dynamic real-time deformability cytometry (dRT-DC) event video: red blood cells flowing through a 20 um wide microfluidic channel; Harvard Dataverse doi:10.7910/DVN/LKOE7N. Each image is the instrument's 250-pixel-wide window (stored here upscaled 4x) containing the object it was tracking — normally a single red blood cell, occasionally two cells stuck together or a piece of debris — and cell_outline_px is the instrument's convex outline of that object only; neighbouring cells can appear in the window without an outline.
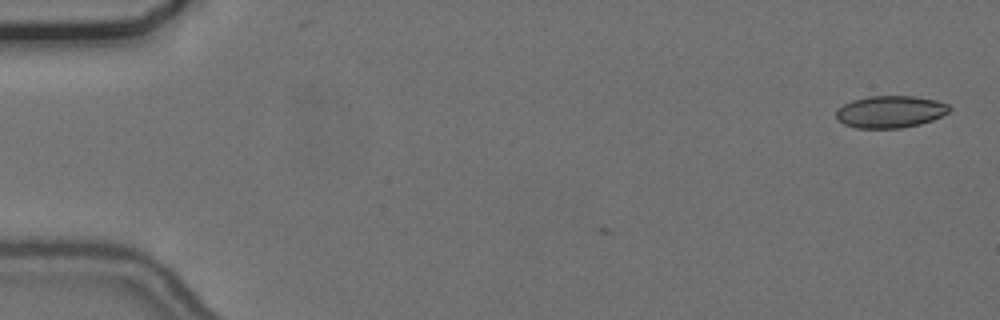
{"species": "common noctule bat (a hibernating species)", "species_latin": "Nyctalus noctula", "temperature_condition": "cold", "stored_images_in_passage": 6, "camera_frame_rate_fps": 3000, "um_per_image_px": 0.085, "animal": {"sex": "female", "body_mass_g": 24.6, "forearm_length_mm": 56.2}, "frame": {"image": 1, "passage_image": 1, "time_ms": 0.0, "image_size_px": [1000, 320], "cell_outline_px": [[952, 108], [948, 112], [932, 120], [920, 124], [900, 128], [856, 128], [844, 124], [836, 116], [836, 112], [844, 104], [852, 100], [868, 96], [916, 96], [936, 100], [948, 104]], "centroid_in_image_um": [75.7, 9.49], "position_along_channel_um": 9.3, "area_um2": 21.1}}